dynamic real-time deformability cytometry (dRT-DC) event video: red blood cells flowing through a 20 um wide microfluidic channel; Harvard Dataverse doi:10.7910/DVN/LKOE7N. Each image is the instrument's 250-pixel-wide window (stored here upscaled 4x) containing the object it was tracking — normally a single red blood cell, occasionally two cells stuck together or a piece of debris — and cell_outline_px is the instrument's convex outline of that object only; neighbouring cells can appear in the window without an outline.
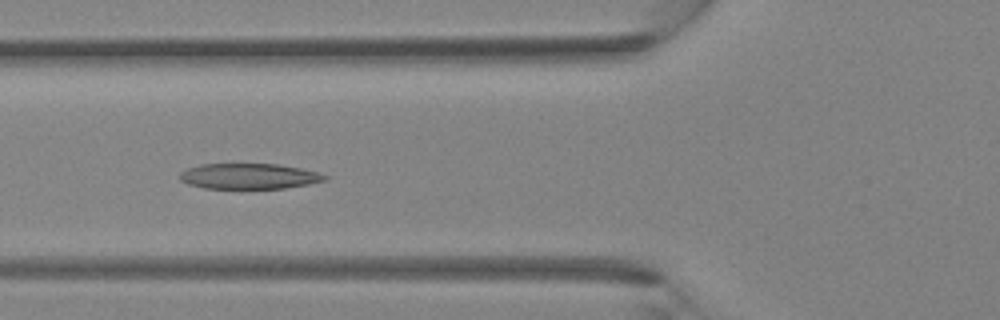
{"species": "Egyptian fruit bat (a non-hibernating species)", "species_latin": "Rousettus aegyptiacus", "temperature_condition": "room temperature", "stored_images_in_passage": 40, "camera_frame_rate_fps": 3000, "um_per_image_px": 0.085, "animal": {"sex": "female"}, "frame": {"image": 1, "passage_image": 14, "time_ms": 4.333, "image_size_px": [1000, 320], "cell_outline_px": [[328, 176], [324, 180], [308, 184], [284, 188], [204, 188], [188, 184], [180, 180], [180, 172], [188, 168], [200, 164], [276, 164], [300, 168], [316, 172]], "centroid_in_image_um": [21.12, 14.97], "position_along_channel_um": 104.7, "area_um2": 21.33}}
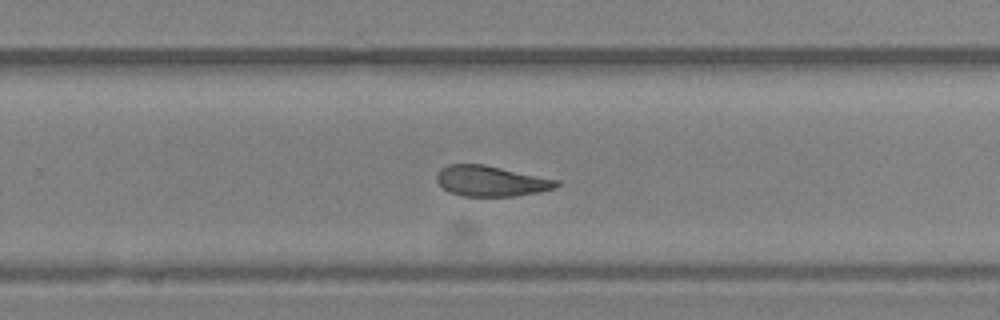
{"frame": {"image": 2, "passage_image": 25, "time_ms": 8.0, "image_size_px": [1000, 320], "cell_outline_px": [[560, 184], [556, 188], [540, 192], [516, 196], [464, 196], [452, 192], [444, 188], [436, 180], [436, 172], [440, 168], [448, 164], [484, 164], [560, 180]], "centroid_in_image_um": [41.76, 15.38], "position_along_channel_um": 288.0, "area_um2": 21.44}}
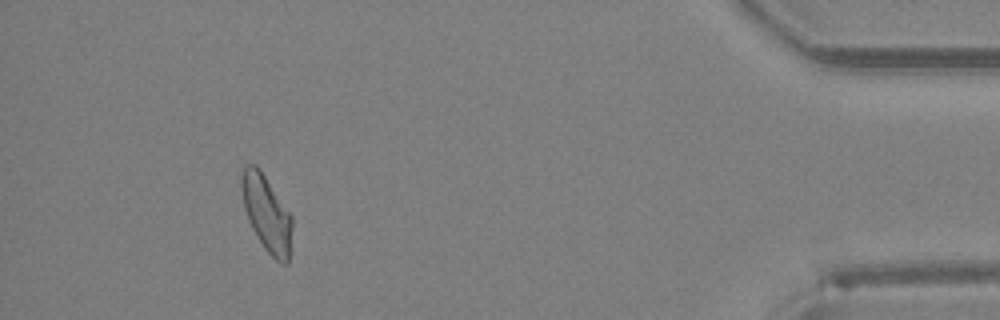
{"frame": {"image": 3, "passage_image": 36, "time_ms": 11.667, "image_size_px": [1000, 320], "cell_outline_px": [[292, 252], [288, 264], [284, 264], [276, 260], [264, 248], [256, 236], [248, 220], [244, 208], [240, 188], [240, 176], [244, 164], [256, 164], [260, 168], [292, 216]], "centroid_in_image_um": [22.67, 18.14], "position_along_channel_um": 412.5, "area_um2": 23.0}}